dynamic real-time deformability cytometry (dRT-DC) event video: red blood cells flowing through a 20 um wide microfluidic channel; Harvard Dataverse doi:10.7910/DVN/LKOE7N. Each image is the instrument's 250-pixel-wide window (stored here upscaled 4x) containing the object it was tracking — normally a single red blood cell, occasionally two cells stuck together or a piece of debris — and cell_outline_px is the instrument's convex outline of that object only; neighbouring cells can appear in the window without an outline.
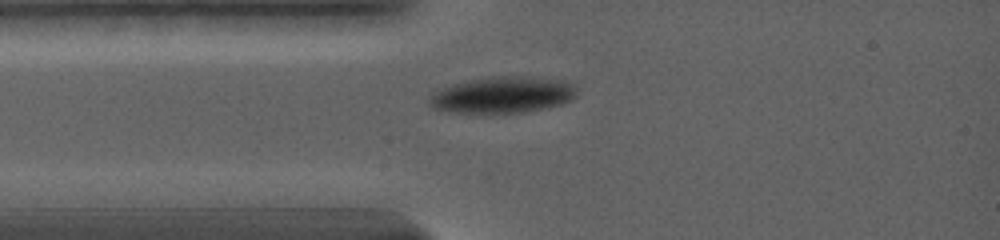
{"species": "common noctule bat (a hibernating species)", "species_latin": "Nyctalus noctula", "temperature_condition": "warm", "stored_images_in_passage": 7, "camera_frame_rate_fps": 5000, "um_per_image_px": 0.085, "animal": {"sex": "female", "body_mass_g": 19.0, "forearm_length_mm": 56.7}, "frame": {"image": 1, "passage_image": 1, "time_ms": 0.0, "image_size_px": [1000, 240], "cell_outline_px": [[576, 96], [572, 100], [560, 104], [524, 112], [456, 112], [432, 108], [428, 104], [428, 96], [452, 84], [472, 80], [496, 76], [508, 76], [564, 80], [572, 84], [576, 88]], "centroid_in_image_um": [42.73, 8.06], "position_along_channel_um": 42.3, "area_um2": 30.58}}
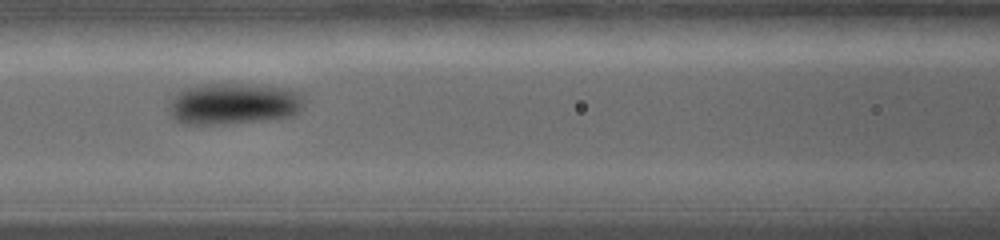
{"frame": {"image": 2, "passage_image": 4, "time_ms": 3.0, "image_size_px": [1000, 240], "cell_outline_px": [[304, 104], [300, 112], [296, 116], [224, 124], [180, 124], [168, 112], [168, 108], [172, 100], [184, 88], [200, 84], [240, 84], [292, 88], [300, 92], [304, 96]], "centroid_in_image_um": [19.91, 8.82], "position_along_channel_um": 146.7, "area_um2": 32.89}}
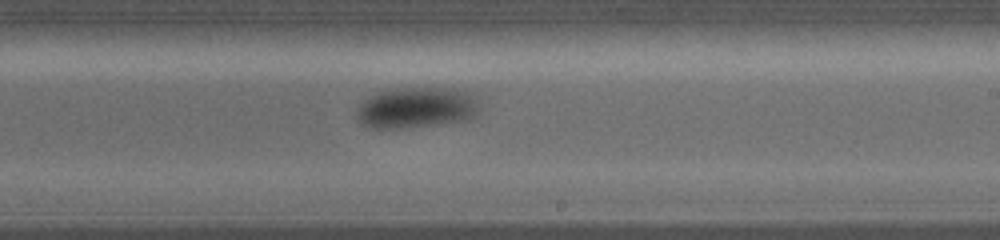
{"frame": {"image": 3, "passage_image": 7, "time_ms": 6.0, "image_size_px": [1000, 240], "cell_outline_px": [[480, 112], [476, 116], [464, 120], [404, 128], [372, 128], [364, 124], [356, 116], [356, 112], [360, 104], [364, 100], [376, 92], [388, 88], [456, 88], [472, 92], [480, 100]], "centroid_in_image_um": [35.47, 9.12], "position_along_channel_um": 253.5, "area_um2": 29.71}}